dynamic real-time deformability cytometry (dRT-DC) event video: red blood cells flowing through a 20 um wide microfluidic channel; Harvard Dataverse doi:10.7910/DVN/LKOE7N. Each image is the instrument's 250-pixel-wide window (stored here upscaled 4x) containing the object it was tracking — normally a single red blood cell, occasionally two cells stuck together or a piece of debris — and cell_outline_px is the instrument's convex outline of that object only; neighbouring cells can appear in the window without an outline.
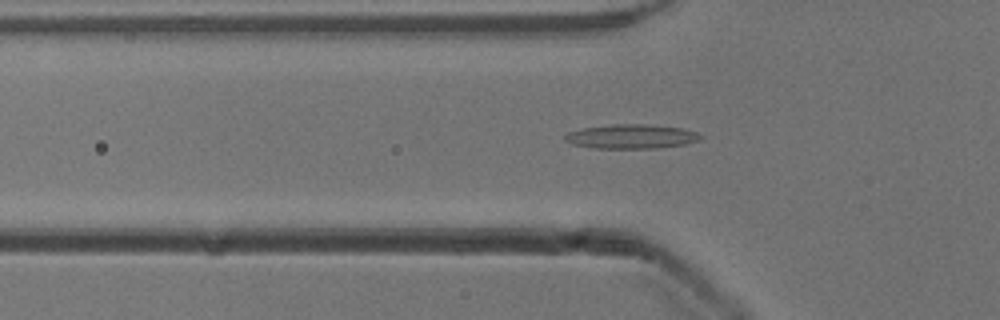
{"species": "common noctule bat (a hibernating species)", "species_latin": "Nyctalus noctula", "temperature_condition": "cold", "stored_images_in_passage": 50, "camera_frame_rate_fps": 3000, "um_per_image_px": 0.085, "animal": {"sex": "male", "body_mass_g": 13.3}, "frame": {"image": 1, "passage_image": 18, "time_ms": 5.667, "image_size_px": [1000, 320], "cell_outline_px": [[700, 136], [696, 140], [684, 144], [656, 148], [596, 148], [572, 144], [564, 140], [564, 136], [568, 132], [584, 128], [612, 124], [644, 124], [680, 128], [696, 132]], "centroid_in_image_um": [53.59, 11.6], "position_along_channel_um": 72.2, "area_um2": 18.79}}
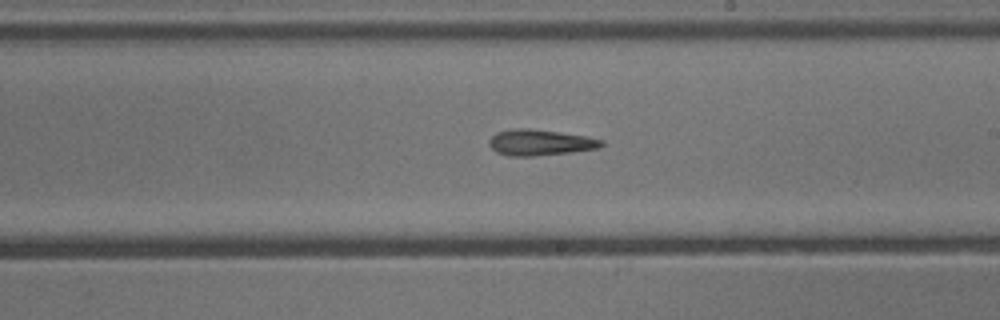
{"frame": {"image": 2, "passage_image": 31, "time_ms": 10.0, "image_size_px": [1000, 320], "cell_outline_px": [[604, 144], [600, 148], [572, 152], [532, 156], [508, 156], [496, 152], [488, 144], [488, 140], [496, 132], [520, 128], [524, 128], [560, 132], [588, 136], [604, 140]], "centroid_in_image_um": [45.93, 12.12], "position_along_channel_um": 243.1, "area_um2": 17.05}}
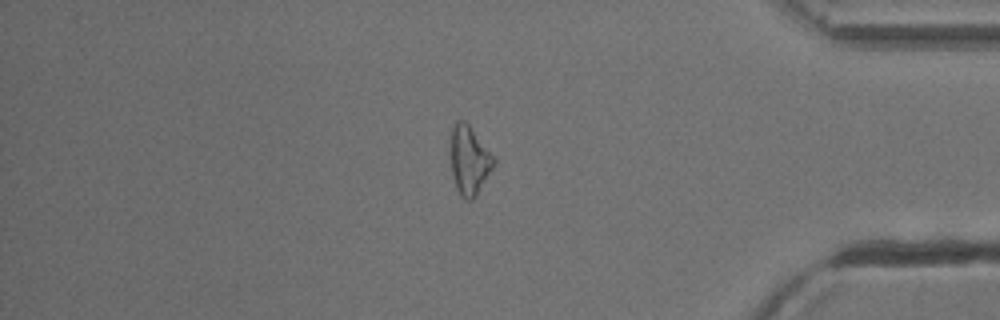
{"frame": {"image": 3, "passage_image": 45, "time_ms": 14.667, "image_size_px": [1000, 320], "cell_outline_px": [[496, 164], [476, 196], [472, 200], [468, 200], [460, 196], [456, 188], [452, 176], [452, 128], [456, 120], [464, 120], [468, 124], [496, 160]], "centroid_in_image_um": [39.91, 13.67], "position_along_channel_um": 395.3, "area_um2": 16.99}}